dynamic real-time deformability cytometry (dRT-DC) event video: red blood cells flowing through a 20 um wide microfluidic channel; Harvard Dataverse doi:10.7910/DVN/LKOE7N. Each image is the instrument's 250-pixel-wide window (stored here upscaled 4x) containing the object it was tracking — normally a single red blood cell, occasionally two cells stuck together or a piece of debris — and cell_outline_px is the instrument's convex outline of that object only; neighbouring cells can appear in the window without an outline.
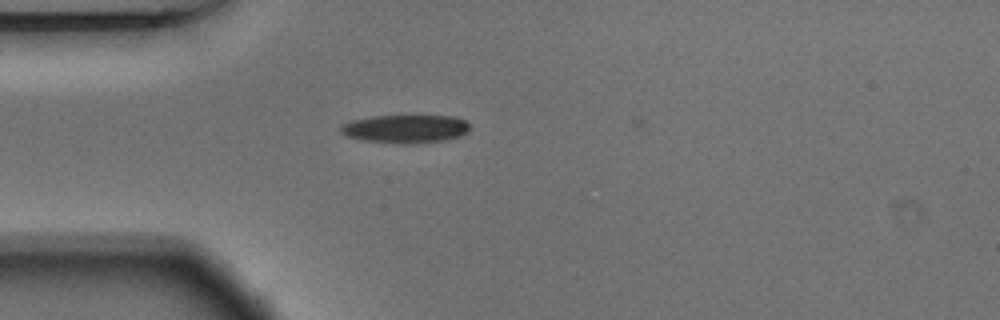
{"species": "Egyptian fruit bat (a non-hibernating species)", "species_latin": "Rousettus aegyptiacus", "temperature_condition": "warm", "stored_images_in_passage": 11, "camera_frame_rate_fps": 3000, "um_per_image_px": 0.085, "animal": {"sex": "male"}, "frame": {"image": 1, "passage_image": 10, "time_ms": 3.0, "image_size_px": [1000, 320], "cell_outline_px": [[468, 132], [460, 136], [448, 140], [408, 144], [400, 144], [364, 140], [344, 136], [340, 132], [340, 128], [344, 124], [352, 120], [372, 116], [456, 116], [464, 120], [468, 124]], "centroid_in_image_um": [34.46, 10.96], "position_along_channel_um": 50.5, "area_um2": 21.33}}